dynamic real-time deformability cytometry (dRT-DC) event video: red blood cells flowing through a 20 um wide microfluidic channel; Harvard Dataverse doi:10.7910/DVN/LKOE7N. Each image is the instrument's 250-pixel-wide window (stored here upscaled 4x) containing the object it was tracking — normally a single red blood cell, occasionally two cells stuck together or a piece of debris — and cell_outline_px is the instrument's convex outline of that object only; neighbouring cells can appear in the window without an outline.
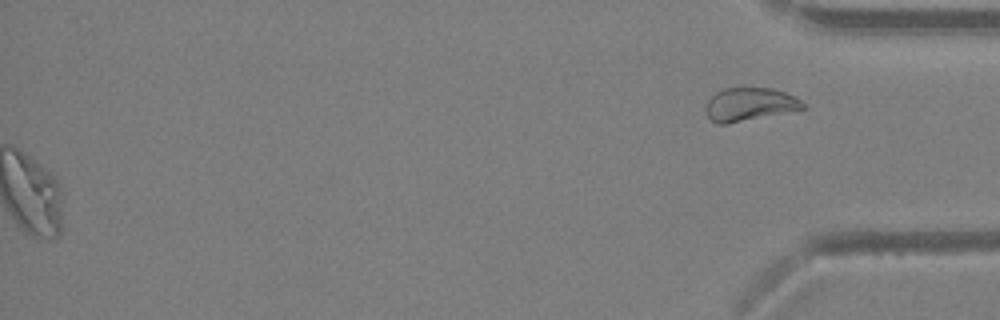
{"species": "Egyptian fruit bat (a non-hibernating species)", "species_latin": "Rousettus aegyptiacus", "temperature_condition": "warm", "stored_images_in_passage": 36, "segment_of_instrument_passage": [2, 2], "camera_frame_rate_fps": 3000, "um_per_image_px": 0.085, "animal": {"sex": "female"}, "frame": {"image": 1, "passage_image": 36, "time_ms": 11.667, "image_size_px": [1000, 320], "cell_outline_px": [[808, 108], [724, 124], [716, 124], [708, 116], [704, 108], [708, 100], [716, 92], [724, 88], [772, 88], [796, 96]], "centroid_in_image_um": [63.72, 8.86], "position_along_channel_um": 371.5, "area_um2": 18.67}}